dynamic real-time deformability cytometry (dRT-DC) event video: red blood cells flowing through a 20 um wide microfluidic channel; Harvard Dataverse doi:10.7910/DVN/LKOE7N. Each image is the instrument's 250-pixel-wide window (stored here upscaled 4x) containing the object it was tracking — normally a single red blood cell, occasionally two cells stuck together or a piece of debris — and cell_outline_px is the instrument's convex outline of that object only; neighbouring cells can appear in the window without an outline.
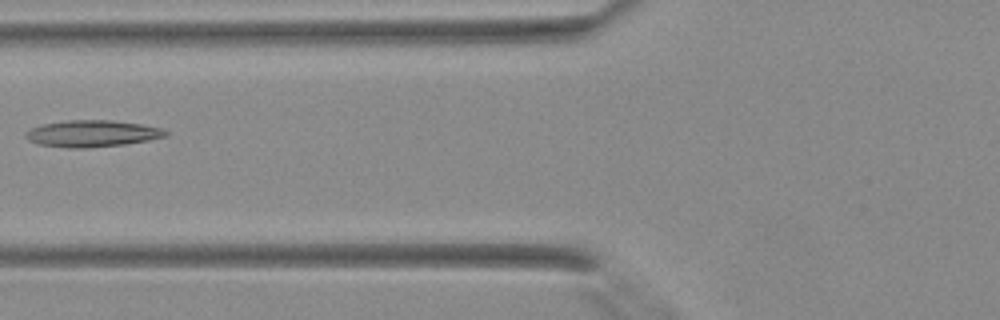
{"species": "Egyptian fruit bat (a non-hibernating species)", "species_latin": "Rousettus aegyptiacus", "temperature_condition": "warm", "stored_images_in_passage": 3, "camera_frame_rate_fps": 3000, "um_per_image_px": 0.085, "animal": {"sex": "female"}, "frame": {"image": 1, "passage_image": 3, "time_ms": 0.667, "image_size_px": [1000, 320], "cell_outline_px": [[168, 136], [148, 140], [124, 144], [88, 148], [68, 148], [36, 144], [28, 140], [24, 136], [24, 132], [32, 128], [44, 124], [68, 120], [112, 120], [140, 124], [160, 128], [168, 132]], "centroid_in_image_um": [7.8, 11.36], "position_along_channel_um": 118.0, "area_um2": 21.73}}